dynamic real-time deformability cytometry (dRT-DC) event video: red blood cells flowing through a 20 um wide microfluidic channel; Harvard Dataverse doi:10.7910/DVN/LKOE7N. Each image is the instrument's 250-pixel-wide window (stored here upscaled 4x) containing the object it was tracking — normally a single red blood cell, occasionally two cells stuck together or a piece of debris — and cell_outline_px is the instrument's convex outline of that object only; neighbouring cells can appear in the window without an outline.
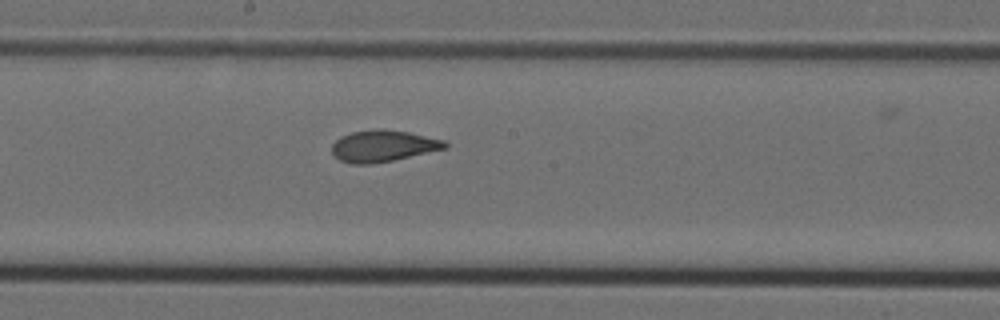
{"species": "Egyptian fruit bat (a non-hibernating species)", "species_latin": "Rousettus aegyptiacus", "temperature_condition": "cold", "stored_images_in_passage": 6, "camera_frame_rate_fps": 3000, "um_per_image_px": 0.085, "animal": {"sex": "female"}, "frame": {"image": 1, "passage_image": 6, "time_ms": 1.667, "image_size_px": [1000, 320], "cell_outline_px": [[448, 148], [392, 160], [372, 164], [352, 164], [340, 160], [332, 152], [332, 144], [340, 136], [352, 132], [376, 128], [384, 128], [408, 132], [444, 140], [448, 144]], "centroid_in_image_um": [32.56, 12.39], "position_along_channel_um": 215.6, "area_um2": 20.81}}